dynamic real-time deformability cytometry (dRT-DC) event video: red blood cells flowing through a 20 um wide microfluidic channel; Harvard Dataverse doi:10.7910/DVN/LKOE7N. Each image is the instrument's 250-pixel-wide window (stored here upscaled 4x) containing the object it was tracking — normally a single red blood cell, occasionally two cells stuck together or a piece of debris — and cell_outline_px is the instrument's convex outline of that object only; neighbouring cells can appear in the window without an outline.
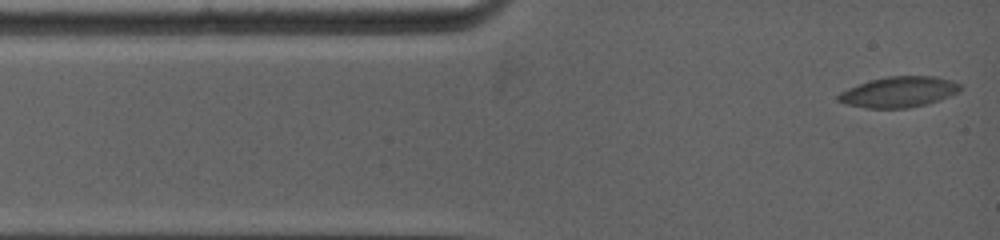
{"species": "common noctule bat (a hibernating species)", "species_latin": "Nyctalus noctula", "temperature_condition": "warm", "stored_images_in_passage": 6, "camera_frame_rate_fps": 5000, "um_per_image_px": 0.085, "animal": {"sex": "female", "body_mass_g": 19.0, "forearm_length_mm": 53.3}, "frame": {"image": 1, "passage_image": 1, "time_ms": 0.0, "image_size_px": [1000, 240], "cell_outline_px": [[964, 88], [960, 92], [940, 100], [908, 108], [864, 108], [848, 104], [836, 100], [836, 96], [840, 92], [848, 88], [872, 80], [888, 76], [936, 76], [952, 80], [960, 84]], "centroid_in_image_um": [76.45, 7.81], "position_along_channel_um": 8.6, "area_um2": 21.85}}
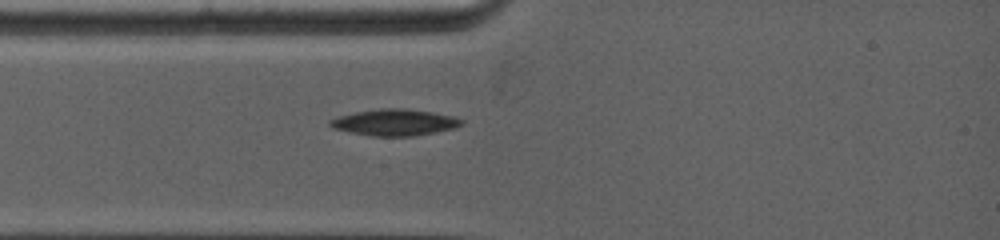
{"frame": {"image": 2, "passage_image": 4, "time_ms": 2.4, "image_size_px": [1000, 240], "cell_outline_px": [[464, 124], [456, 128], [412, 136], [376, 136], [352, 132], [332, 128], [328, 124], [328, 120], [340, 116], [356, 112], [380, 108], [404, 108], [432, 112], [452, 116], [464, 120]], "centroid_in_image_um": [33.57, 10.4], "position_along_channel_um": 51.4, "area_um2": 20.11}}
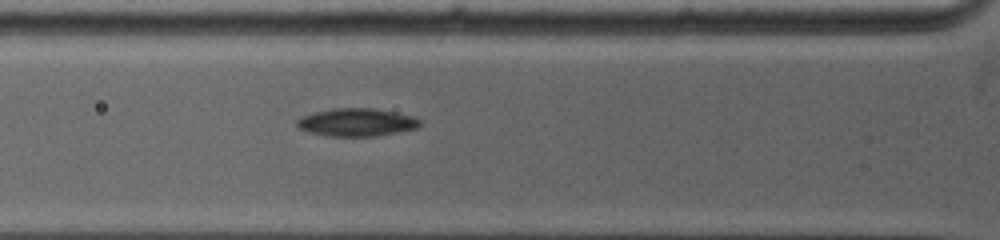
{"frame": {"image": 3, "passage_image": 6, "time_ms": 3.6, "image_size_px": [1000, 240], "cell_outline_px": [[420, 124], [416, 128], [396, 132], [372, 136], [332, 136], [308, 132], [300, 128], [296, 124], [296, 120], [304, 116], [316, 112], [332, 108], [372, 108], [396, 112], [412, 116], [420, 120]], "centroid_in_image_um": [30.31, 10.39], "position_along_channel_um": 95.5, "area_um2": 19.65}}